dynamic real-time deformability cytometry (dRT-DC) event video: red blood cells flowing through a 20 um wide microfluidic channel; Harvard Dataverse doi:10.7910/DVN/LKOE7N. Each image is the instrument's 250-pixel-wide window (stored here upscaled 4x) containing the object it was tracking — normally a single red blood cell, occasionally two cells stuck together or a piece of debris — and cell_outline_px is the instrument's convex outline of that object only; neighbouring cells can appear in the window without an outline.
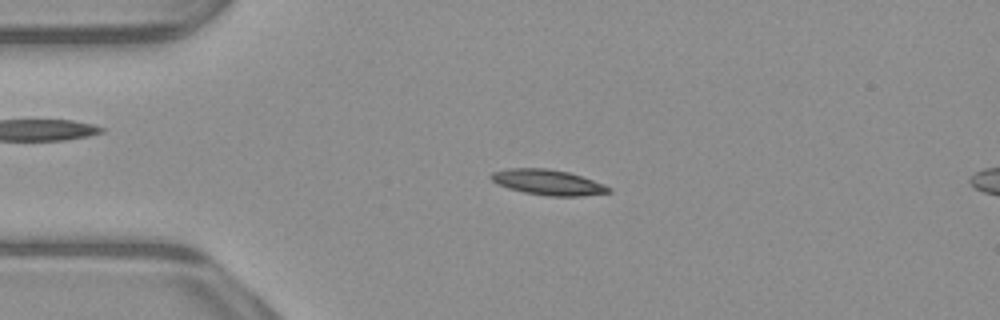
{"species": "common noctule bat (a hibernating species)", "species_latin": "Nyctalus noctula", "temperature_condition": "warm", "stored_images_in_passage": 47, "camera_frame_rate_fps": 3000, "um_per_image_px": 0.085, "animal": {"sex": "male", "body_mass_g": 23.1, "forearm_length_mm": 52.7}, "frame": {"image": 1, "passage_image": 7, "time_ms": 2.0, "image_size_px": [1000, 320], "cell_outline_px": [[612, 192], [580, 196], [548, 196], [524, 192], [508, 188], [496, 184], [488, 176], [492, 172], [508, 168], [548, 168], [568, 172], [604, 184], [612, 188]], "centroid_in_image_um": [46.55, 15.49], "position_along_channel_um": 38.5, "area_um2": 17.46}}
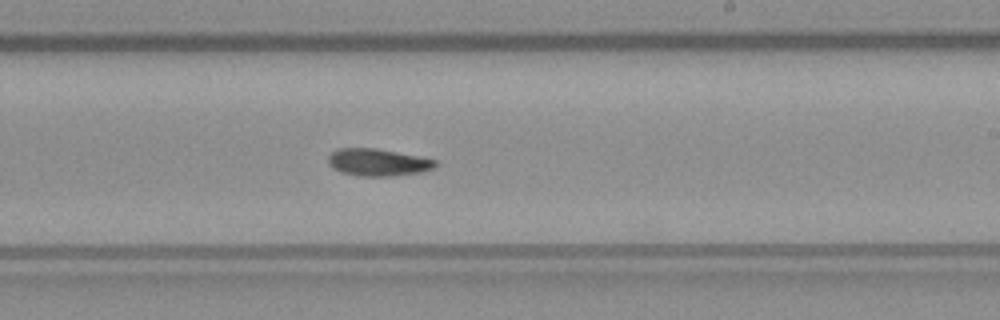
{"frame": {"image": 2, "passage_image": 26, "time_ms": 8.333, "image_size_px": [1000, 320], "cell_outline_px": [[436, 164], [432, 168], [420, 172], [388, 176], [360, 176], [340, 172], [332, 168], [328, 164], [328, 156], [336, 148], [376, 148], [436, 160]], "centroid_in_image_um": [32.03, 13.79], "position_along_channel_um": 257.0, "area_um2": 16.82}}
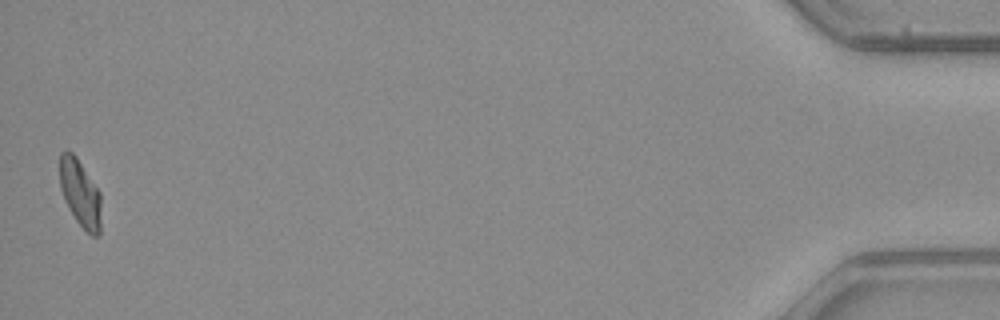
{"frame": {"image": 3, "passage_image": 47, "time_ms": 15.333, "image_size_px": [1000, 320], "cell_outline_px": [[100, 236], [92, 236], [76, 220], [64, 200], [60, 188], [60, 152], [64, 148], [72, 152], [76, 156], [100, 192]], "centroid_in_image_um": [6.8, 16.39], "position_along_channel_um": 428.4, "area_um2": 16.18}}